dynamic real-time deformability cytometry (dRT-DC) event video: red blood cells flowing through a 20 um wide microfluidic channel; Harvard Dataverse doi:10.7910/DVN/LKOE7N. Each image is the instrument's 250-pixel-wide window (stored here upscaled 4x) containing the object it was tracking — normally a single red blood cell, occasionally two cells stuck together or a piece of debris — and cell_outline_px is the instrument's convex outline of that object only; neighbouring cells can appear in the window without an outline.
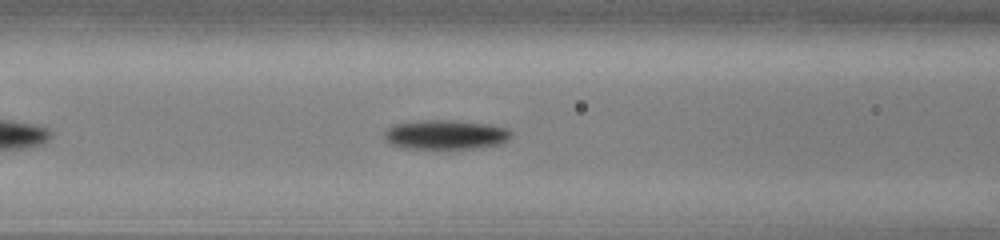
{"species": "common noctule bat (a hibernating species)", "species_latin": "Nyctalus noctula", "temperature_condition": "cold", "stored_images_in_passage": 43, "camera_frame_rate_fps": 3000, "um_per_image_px": 0.085, "animal": {"sex": "male", "body_mass_g": 13.0, "forearm_length_mm": 53.1}, "frame": {"image": 1, "passage_image": 11, "time_ms": 3.333, "image_size_px": [1000, 240], "cell_outline_px": [[512, 136], [508, 140], [500, 144], [476, 148], [400, 148], [392, 144], [384, 136], [384, 132], [392, 124], [424, 120], [456, 120], [488, 124], [508, 128], [512, 132]], "centroid_in_image_um": [37.9, 11.43], "position_along_channel_um": 128.7, "area_um2": 21.79}}
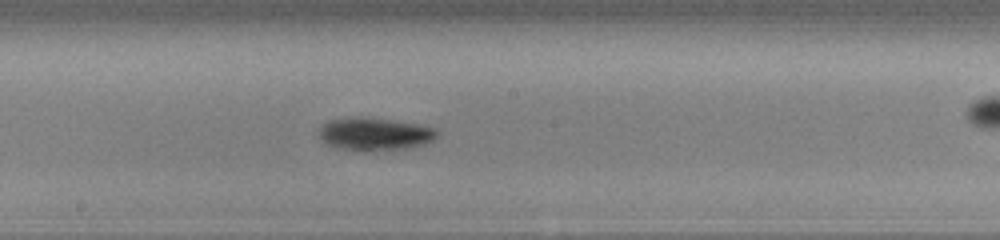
{"frame": {"image": 2, "passage_image": 18, "time_ms": 5.667, "image_size_px": [1000, 240], "cell_outline_px": [[440, 132], [432, 140], [424, 144], [408, 148], [372, 152], [364, 152], [336, 148], [328, 144], [320, 136], [320, 128], [328, 120], [348, 116], [364, 116], [420, 124], [436, 128]], "centroid_in_image_um": [31.86, 11.39], "position_along_channel_um": 216.3, "area_um2": 23.12}}
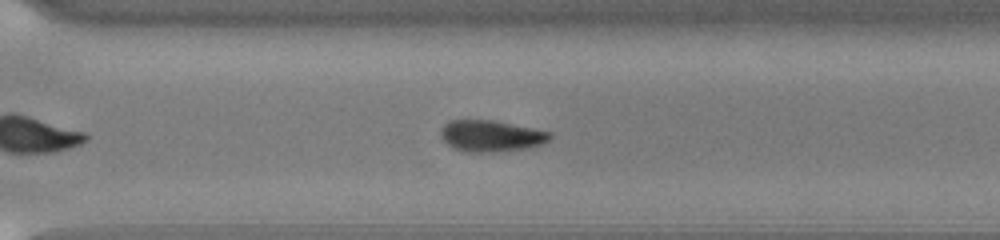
{"frame": {"image": 3, "passage_image": 27, "time_ms": 8.667, "image_size_px": [1000, 240], "cell_outline_px": [[552, 136], [548, 140], [540, 144], [528, 148], [492, 152], [464, 152], [452, 148], [440, 136], [440, 132], [444, 124], [448, 120], [492, 120], [552, 132]], "centroid_in_image_um": [41.7, 11.56], "position_along_channel_um": 328.9, "area_um2": 19.94}, "authors_computed_cell_mechanics": {"area_um2": 20.23, "velocity_mm_per_s": 3.7681, "shape_relaxation_time_tau1_ms": 2.6847, "shape_relaxation_time_tau2_ms": null, "deformation_change_tau1": 0.1205, "deformation_change_tau2": null}}